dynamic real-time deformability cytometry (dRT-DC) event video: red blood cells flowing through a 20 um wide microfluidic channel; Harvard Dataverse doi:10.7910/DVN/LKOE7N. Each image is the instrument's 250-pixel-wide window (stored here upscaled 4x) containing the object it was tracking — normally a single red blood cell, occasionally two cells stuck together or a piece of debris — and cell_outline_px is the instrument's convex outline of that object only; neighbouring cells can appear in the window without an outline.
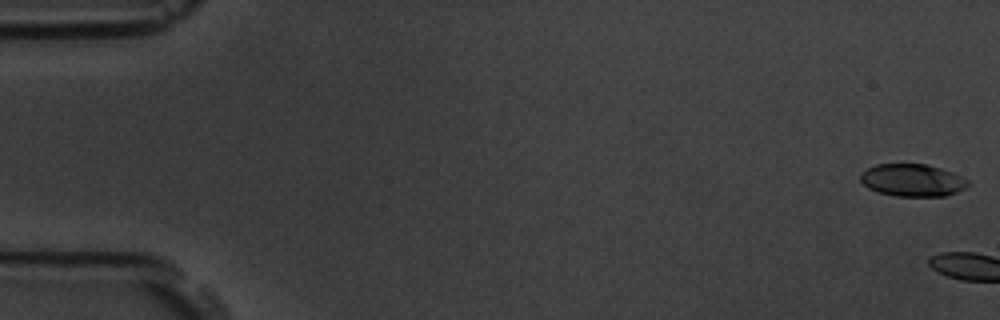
{"species": "common noctule bat (a hibernating species)", "species_latin": "Nyctalus noctula", "temperature_condition": "room temperature", "stored_images_in_passage": 4, "camera_frame_rate_fps": 3000, "um_per_image_px": 0.085, "animal": {"sex": "male", "body_mass_g": 19.5, "forearm_length_mm": 54.6}, "frame": {"image": 1, "passage_image": 1, "time_ms": 0.0, "image_size_px": [1000, 320], "cell_outline_px": [[968, 184], [964, 188], [956, 192], [944, 196], [896, 196], [876, 192], [868, 188], [860, 180], [860, 172], [876, 164], [924, 164], [940, 168], [952, 172], [968, 180]], "centroid_in_image_um": [77.51, 15.32], "position_along_channel_um": 7.5, "area_um2": 20.23}}